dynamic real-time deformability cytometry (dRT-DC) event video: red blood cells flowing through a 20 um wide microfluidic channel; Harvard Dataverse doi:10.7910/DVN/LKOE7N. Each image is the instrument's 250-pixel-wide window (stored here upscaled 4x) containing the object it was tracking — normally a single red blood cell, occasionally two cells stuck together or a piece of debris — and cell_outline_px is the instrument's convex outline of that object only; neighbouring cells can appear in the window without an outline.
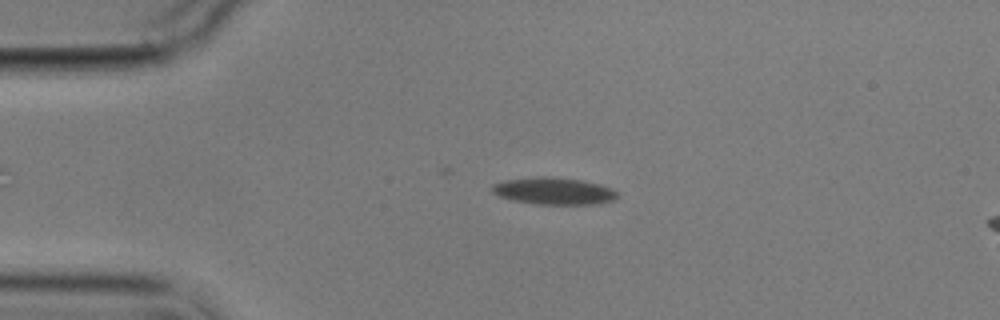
{"species": "common noctule bat (a hibernating species)", "species_latin": "Nyctalus noctula", "temperature_condition": "cold", "stored_images_in_passage": 4, "camera_frame_rate_fps": 3000, "um_per_image_px": 0.085, "animal": {"sex": "male", "body_mass_g": 17.9}, "frame": {"image": 1, "passage_image": 3, "time_ms": 2.333, "image_size_px": [1000, 320], "cell_outline_px": [[616, 196], [612, 200], [600, 204], [536, 204], [516, 200], [500, 196], [492, 192], [492, 184], [508, 180], [544, 176], [580, 180], [600, 184], [612, 188], [616, 192]], "centroid_in_image_um": [47.1, 16.24], "position_along_channel_um": 37.9, "area_um2": 19.31}}